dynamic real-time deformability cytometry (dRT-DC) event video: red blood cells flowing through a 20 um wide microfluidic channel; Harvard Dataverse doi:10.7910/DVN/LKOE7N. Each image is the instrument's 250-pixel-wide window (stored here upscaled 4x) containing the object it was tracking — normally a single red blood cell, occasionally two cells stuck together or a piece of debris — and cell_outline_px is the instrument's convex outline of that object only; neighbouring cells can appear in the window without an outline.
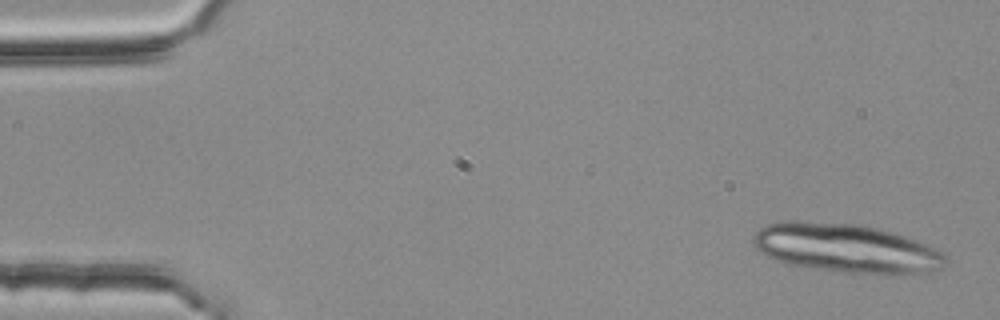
{"species": "common noctule bat (a hibernating species)", "species_latin": "Nyctalus noctula", "temperature_condition": "room temperature", "stored_images_in_passage": 4, "camera_frame_rate_fps": 3000, "um_per_image_px": 0.085, "animal": {"sex": "female", "body_mass_g": 25.1}, "frame": {"image": 1, "passage_image": 1, "time_ms": 0.0, "image_size_px": [1000, 320], "cell_outline_px": [[948, 256], [944, 264], [940, 268], [928, 272], [896, 276], [884, 276], [848, 272], [788, 264], [776, 260], [760, 252], [756, 248], [752, 240], [752, 236], [760, 228], [768, 224], [788, 220], [792, 220], [860, 224], [880, 228], [928, 244]], "centroid_in_image_um": [71.96, 21.1], "position_along_channel_um": 13.0, "area_um2": 55.31}}